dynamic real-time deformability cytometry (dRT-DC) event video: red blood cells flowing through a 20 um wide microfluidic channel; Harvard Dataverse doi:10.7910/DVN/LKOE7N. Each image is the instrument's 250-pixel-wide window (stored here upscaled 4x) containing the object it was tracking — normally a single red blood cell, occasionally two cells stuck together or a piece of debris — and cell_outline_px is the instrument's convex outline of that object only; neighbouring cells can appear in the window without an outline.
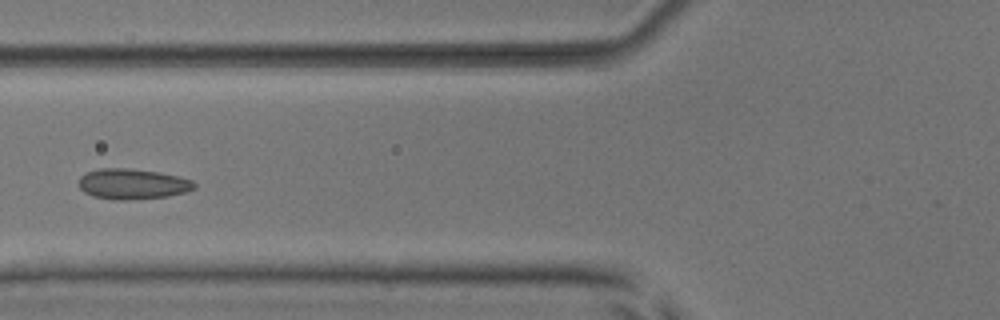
{"species": "common noctule bat (a hibernating species)", "species_latin": "Nyctalus noctula", "temperature_condition": "room temperature", "stored_images_in_passage": 6, "camera_frame_rate_fps": 3000, "um_per_image_px": 0.085, "animal": {"sex": "male", "body_mass_g": 17.9, "forearm_length_mm": 54.2}, "frame": {"image": 1, "passage_image": 6, "time_ms": 5.667, "image_size_px": [1000, 320], "cell_outline_px": [[196, 188], [184, 192], [168, 196], [132, 200], [112, 200], [92, 196], [84, 192], [76, 184], [80, 176], [88, 172], [100, 168], [132, 168], [160, 172], [192, 180], [196, 184]], "centroid_in_image_um": [11.23, 15.64], "position_along_channel_um": 114.6, "area_um2": 20.81}}